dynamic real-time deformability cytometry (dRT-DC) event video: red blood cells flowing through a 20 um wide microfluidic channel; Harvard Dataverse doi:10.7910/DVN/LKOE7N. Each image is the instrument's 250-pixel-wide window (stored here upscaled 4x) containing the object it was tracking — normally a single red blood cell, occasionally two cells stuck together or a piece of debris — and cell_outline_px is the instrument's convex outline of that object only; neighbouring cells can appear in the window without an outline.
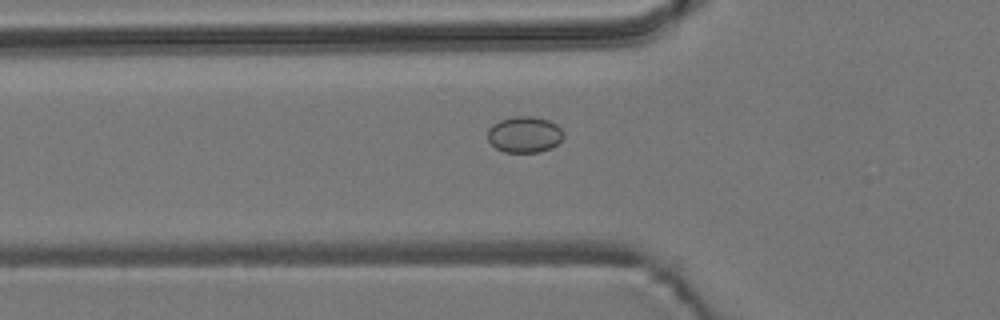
{"species": "common noctule bat (a hibernating species)", "species_latin": "Nyctalus noctula", "temperature_condition": "room temperature", "stored_images_in_passage": 44, "camera_frame_rate_fps": 3000, "um_per_image_px": 0.085, "animal": {"sex": "male", "body_mass_g": 19.2, "forearm_length_mm": 51.8}, "frame": {"image": 1, "passage_image": 13, "time_ms": 4.0, "image_size_px": [1000, 320], "cell_outline_px": [[564, 136], [552, 148], [540, 152], [504, 152], [496, 148], [488, 140], [488, 128], [492, 124], [500, 120], [512, 116], [532, 116], [548, 120], [556, 124], [564, 132]], "centroid_in_image_um": [44.58, 11.43], "position_along_channel_um": 81.2, "area_um2": 16.07}}
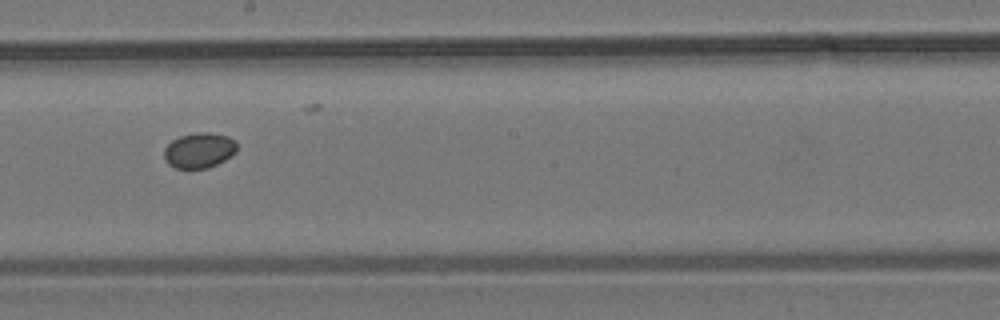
{"frame": {"image": 2, "passage_image": 25, "time_ms": 8.0, "image_size_px": [1000, 320], "cell_outline_px": [[236, 152], [224, 160], [208, 168], [176, 168], [168, 164], [164, 160], [164, 148], [172, 140], [180, 136], [196, 132], [208, 132], [228, 136], [236, 140]], "centroid_in_image_um": [16.92, 12.77], "position_along_channel_um": 231.3, "area_um2": 15.03}}
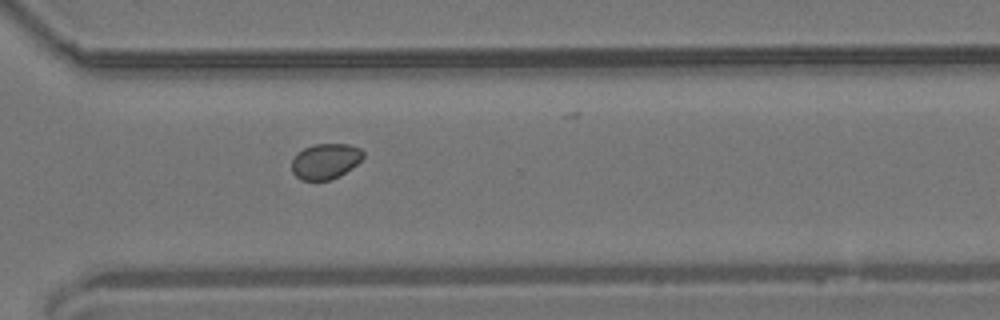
{"frame": {"image": 3, "passage_image": 34, "time_ms": 11.0, "image_size_px": [1000, 320], "cell_outline_px": [[364, 156], [352, 168], [340, 176], [332, 180], [300, 180], [292, 172], [292, 160], [296, 152], [312, 144], [348, 144], [360, 148], [364, 152]], "centroid_in_image_um": [27.65, 13.7], "position_along_channel_um": 343.0, "area_um2": 14.97}}